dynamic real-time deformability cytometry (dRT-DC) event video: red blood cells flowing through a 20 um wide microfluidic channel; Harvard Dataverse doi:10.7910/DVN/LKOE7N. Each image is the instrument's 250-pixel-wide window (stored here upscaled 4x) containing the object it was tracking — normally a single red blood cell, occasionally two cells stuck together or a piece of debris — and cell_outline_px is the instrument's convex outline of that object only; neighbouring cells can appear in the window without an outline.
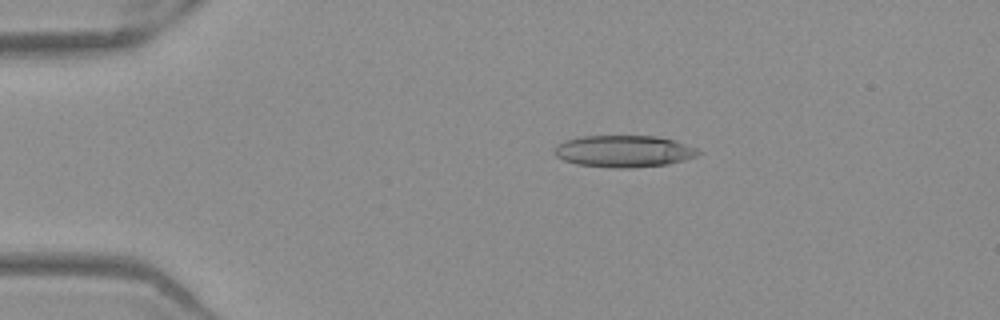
{"species": "Egyptian fruit bat (a non-hibernating species)", "species_latin": "Rousettus aegyptiacus", "temperature_condition": "warm", "stored_images_in_passage": 48, "camera_frame_rate_fps": 3000, "um_per_image_px": 0.085, "frame": {"image": 1, "passage_image": 7, "time_ms": 2.0, "image_size_px": [1000, 320], "cell_outline_px": [[704, 152], [696, 156], [684, 160], [668, 164], [632, 168], [612, 168], [576, 164], [564, 160], [556, 156], [552, 152], [552, 148], [556, 144], [564, 140], [584, 136], [656, 136], [672, 140], [696, 148]], "centroid_in_image_um": [52.98, 12.86], "position_along_channel_um": 32.0, "area_um2": 26.88}}
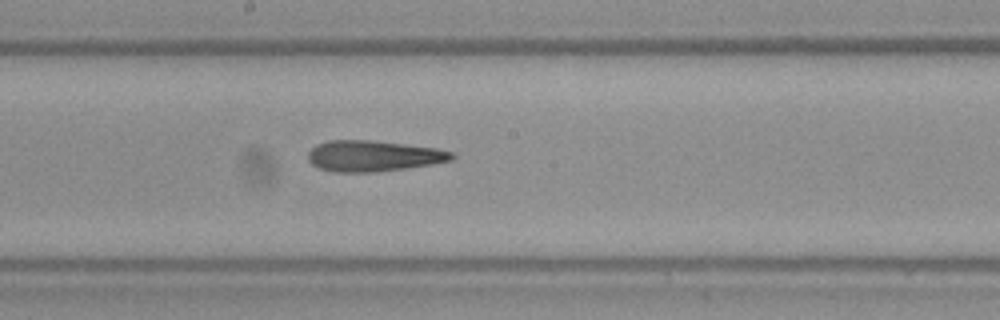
{"frame": {"image": 2, "passage_image": 25, "time_ms": 8.0, "image_size_px": [1000, 320], "cell_outline_px": [[456, 156], [452, 160], [432, 164], [376, 172], [332, 172], [320, 168], [312, 164], [308, 160], [308, 152], [316, 144], [328, 140], [372, 140], [436, 148], [456, 152]], "centroid_in_image_um": [31.74, 13.25], "position_along_channel_um": 216.5, "area_um2": 26.01}}
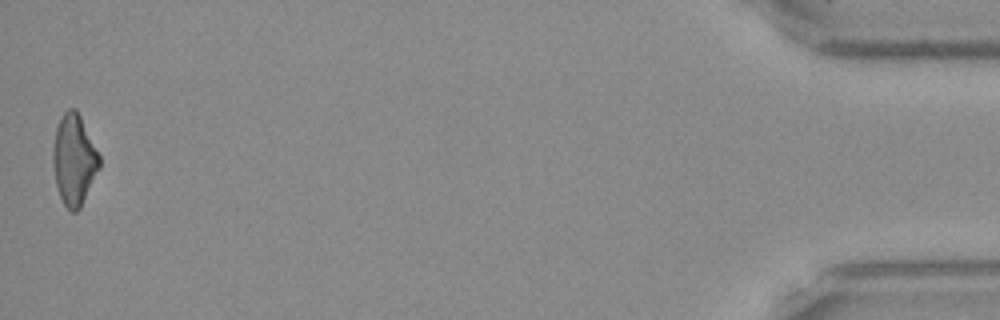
{"frame": {"image": 3, "passage_image": 48, "time_ms": 15.667, "image_size_px": [1000, 320], "cell_outline_px": [[100, 168], [80, 208], [76, 212], [72, 212], [64, 204], [60, 196], [56, 184], [52, 164], [52, 148], [56, 128], [64, 112], [68, 108], [76, 108], [100, 156]], "centroid_in_image_um": [6.29, 13.58], "position_along_channel_um": 428.9, "area_um2": 24.45}, "authors_computed_cell_mechanics": {"area_um2": 26.1834, "velocity_mm_per_s": 3.968, "shape_relaxation_time_tau1_ms": null, "shape_relaxation_time_tau2_ms": 5.8483, "deformation_change_tau1": null, "deformation_change_tau2": 0.2163}}